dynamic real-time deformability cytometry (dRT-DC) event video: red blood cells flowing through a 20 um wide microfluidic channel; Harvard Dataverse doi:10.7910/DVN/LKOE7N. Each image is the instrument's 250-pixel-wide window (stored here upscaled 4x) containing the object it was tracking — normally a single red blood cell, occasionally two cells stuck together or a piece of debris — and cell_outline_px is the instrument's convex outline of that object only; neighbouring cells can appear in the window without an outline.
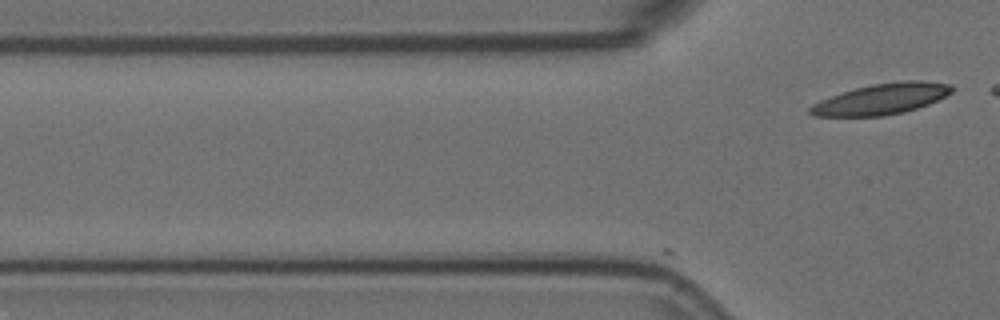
{"species": "Egyptian fruit bat (a non-hibernating species)", "species_latin": "Rousettus aegyptiacus", "temperature_condition": "room temperature", "stored_images_in_passage": 6, "camera_frame_rate_fps": 3000, "um_per_image_px": 0.085, "animal": {"sex": "female"}, "frame": {"image": 1, "passage_image": 6, "time_ms": 1.667, "image_size_px": [1000, 320], "cell_outline_px": [[956, 88], [952, 92], [928, 104], [904, 112], [880, 116], [816, 116], [808, 112], [808, 108], [812, 104], [820, 100], [856, 88], [872, 84], [904, 80], [920, 80], [952, 84]], "centroid_in_image_um": [74.95, 8.4], "position_along_channel_um": 50.8, "area_um2": 25.32}}